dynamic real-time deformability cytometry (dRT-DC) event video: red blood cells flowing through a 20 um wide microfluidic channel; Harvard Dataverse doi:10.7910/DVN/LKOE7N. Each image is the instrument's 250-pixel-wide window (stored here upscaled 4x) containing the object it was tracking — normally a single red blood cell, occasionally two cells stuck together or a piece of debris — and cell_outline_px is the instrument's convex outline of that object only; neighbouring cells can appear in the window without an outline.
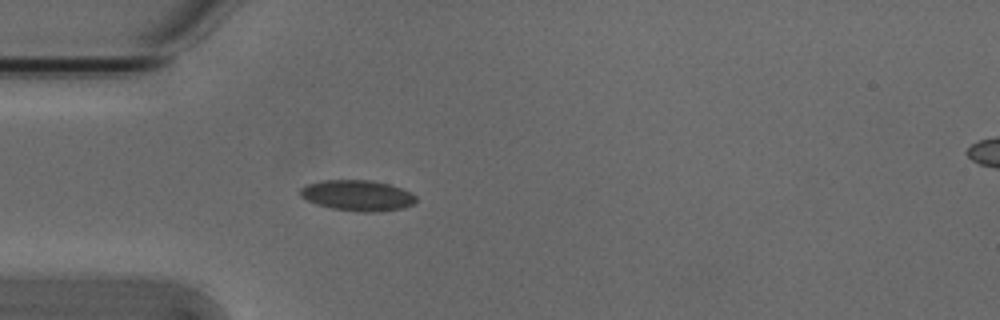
{"species": "Egyptian fruit bat (a non-hibernating species)", "species_latin": "Rousettus aegyptiacus", "temperature_condition": "cold", "stored_images_in_passage": 3, "camera_frame_rate_fps": 3000, "um_per_image_px": 0.085, "animal": {"sex": "male"}, "frame": {"image": 1, "passage_image": 3, "time_ms": 0.667, "image_size_px": [1000, 320], "cell_outline_px": [[416, 200], [412, 204], [404, 208], [376, 212], [356, 212], [332, 208], [316, 204], [300, 196], [300, 188], [308, 184], [324, 180], [372, 180], [388, 184], [412, 192], [416, 196]], "centroid_in_image_um": [30.4, 16.62], "position_along_channel_um": 54.6, "area_um2": 20.75}}